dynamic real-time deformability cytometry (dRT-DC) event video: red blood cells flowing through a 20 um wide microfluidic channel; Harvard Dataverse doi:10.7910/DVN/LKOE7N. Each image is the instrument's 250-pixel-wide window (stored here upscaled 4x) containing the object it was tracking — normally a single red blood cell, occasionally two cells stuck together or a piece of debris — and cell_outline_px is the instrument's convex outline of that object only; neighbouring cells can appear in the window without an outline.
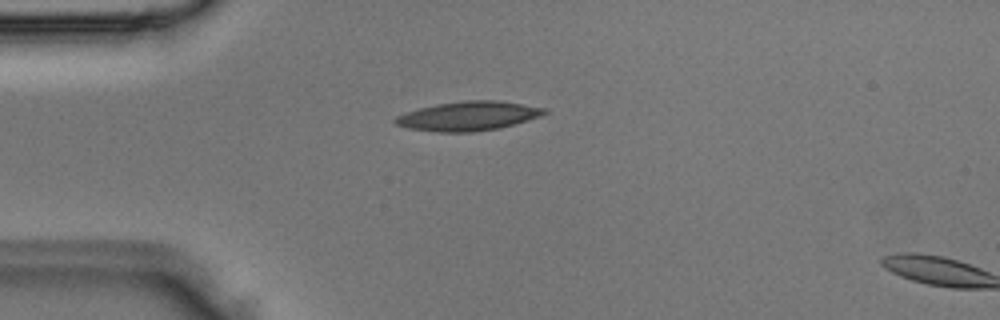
{"species": "Egyptian fruit bat (a non-hibernating species)", "species_latin": "Rousettus aegyptiacus", "temperature_condition": "room temperature", "stored_images_in_passage": 2, "camera_frame_rate_fps": 3000, "um_per_image_px": 0.085, "animal": {"sex": "male"}, "frame": {"image": 1, "passage_image": 1, "time_ms": 0.0, "image_size_px": [1000, 320], "cell_outline_px": [[548, 112], [540, 116], [500, 128], [472, 132], [440, 132], [408, 128], [396, 124], [392, 120], [396, 116], [420, 108], [436, 104], [464, 100], [496, 100], [548, 108]], "centroid_in_image_um": [39.81, 9.86], "position_along_channel_um": 45.2, "area_um2": 25.26}}